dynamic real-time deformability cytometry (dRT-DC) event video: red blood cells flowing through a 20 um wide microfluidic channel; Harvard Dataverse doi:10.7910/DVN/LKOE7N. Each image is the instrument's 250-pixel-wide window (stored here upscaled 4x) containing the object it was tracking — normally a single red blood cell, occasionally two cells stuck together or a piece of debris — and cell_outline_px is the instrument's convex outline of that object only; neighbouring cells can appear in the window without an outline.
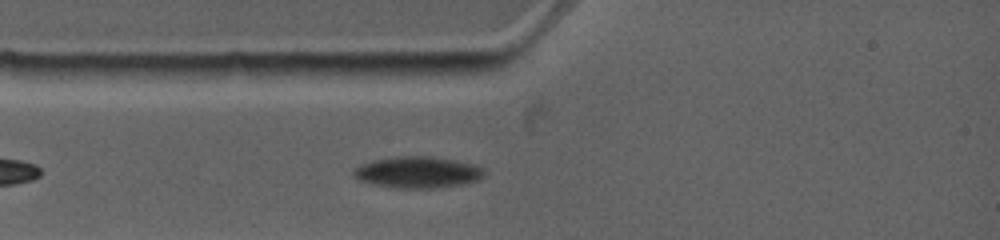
{"species": "common noctule bat (a hibernating species)", "species_latin": "Nyctalus noctula", "temperature_condition": "warm", "stored_images_in_passage": 1, "camera_frame_rate_fps": 4500, "um_per_image_px": 0.085, "animal": {"sex": "female", "body_mass_g": 19.0, "forearm_length_mm": 53.3}, "frame": {"image": 1, "passage_image": 1, "time_ms": 0.0, "image_size_px": [1000, 240], "cell_outline_px": [[484, 176], [476, 180], [460, 184], [436, 188], [396, 188], [372, 184], [360, 180], [352, 176], [352, 168], [360, 164], [372, 160], [396, 156], [428, 156], [452, 160], [472, 164], [480, 168], [484, 172]], "centroid_in_image_um": [35.4, 14.64], "position_along_channel_um": 49.6, "area_um2": 23.81}}